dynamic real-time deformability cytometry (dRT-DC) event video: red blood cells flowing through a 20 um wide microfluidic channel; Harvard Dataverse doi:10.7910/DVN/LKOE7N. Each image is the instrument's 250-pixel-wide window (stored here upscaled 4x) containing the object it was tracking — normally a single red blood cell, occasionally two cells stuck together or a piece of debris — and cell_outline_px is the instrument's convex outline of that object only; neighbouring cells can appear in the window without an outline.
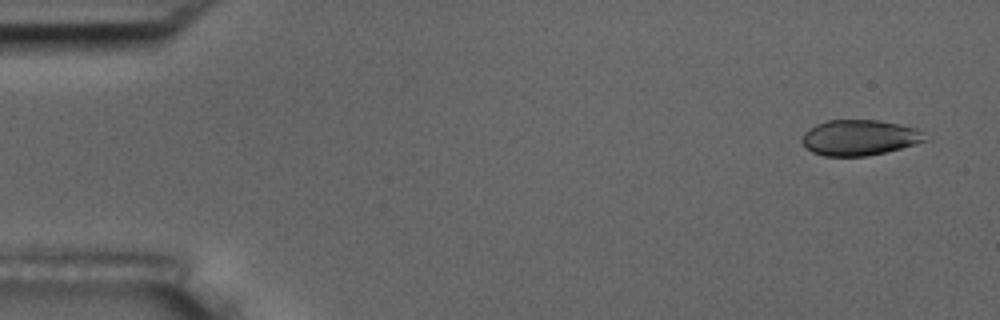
{"species": "common noctule bat (a hibernating species)", "species_latin": "Nyctalus noctula", "temperature_condition": "room temperature", "stored_images_in_passage": 4, "camera_frame_rate_fps": 3000, "um_per_image_px": 0.085, "animal": {"sex": "male", "body_mass_g": 17.5, "forearm_length_mm": 52.3}, "frame": {"image": 1, "passage_image": 1, "time_ms": 0.0, "image_size_px": [1000, 320], "cell_outline_px": [[932, 140], [884, 152], [864, 156], [824, 156], [812, 152], [804, 144], [804, 132], [816, 124], [828, 120], [876, 120], [900, 124], [916, 128]], "centroid_in_image_um": [73.11, 11.69], "position_along_channel_um": 11.9, "area_um2": 25.37}}